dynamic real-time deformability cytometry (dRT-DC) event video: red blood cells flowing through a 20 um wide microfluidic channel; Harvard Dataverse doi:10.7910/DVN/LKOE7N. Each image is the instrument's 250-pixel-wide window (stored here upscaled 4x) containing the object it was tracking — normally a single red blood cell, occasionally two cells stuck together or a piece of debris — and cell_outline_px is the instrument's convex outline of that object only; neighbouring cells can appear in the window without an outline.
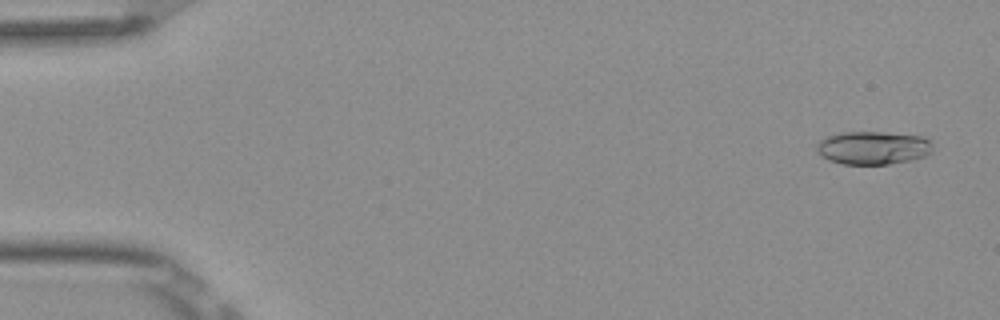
{"species": "Egyptian fruit bat (a non-hibernating species)", "species_latin": "Rousettus aegyptiacus", "temperature_condition": "room temperature", "stored_images_in_passage": 6, "camera_frame_rate_fps": 3000, "um_per_image_px": 0.085, "frame": {"image": 1, "passage_image": 1, "time_ms": 0.0, "image_size_px": [1000, 320], "cell_outline_px": [[932, 152], [924, 156], [912, 160], [888, 164], [844, 164], [828, 160], [820, 156], [816, 148], [816, 144], [820, 140], [828, 136], [840, 132], [884, 132], [924, 136], [932, 144]], "centroid_in_image_um": [74.2, 12.56], "position_along_channel_um": 10.8, "area_um2": 22.6}}
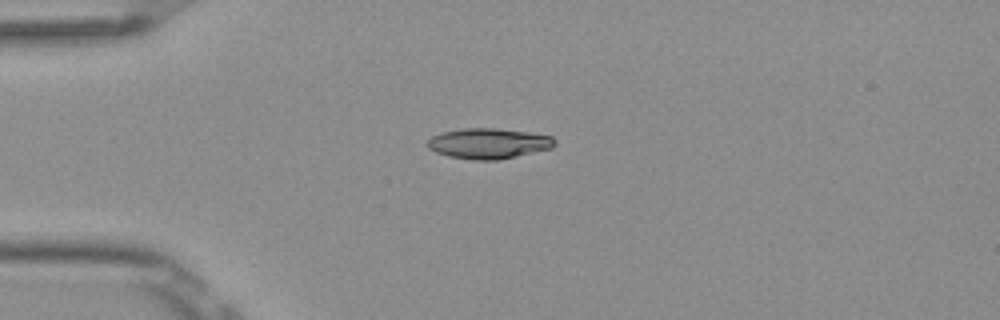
{"frame": {"image": 2, "passage_image": 4, "time_ms": 1.0, "image_size_px": [1000, 320], "cell_outline_px": [[556, 144], [552, 148], [516, 156], [496, 160], [472, 160], [448, 156], [436, 152], [428, 148], [424, 144], [432, 136], [444, 132], [460, 128], [496, 128], [528, 132], [552, 136], [556, 140]], "centroid_in_image_um": [41.51, 12.19], "position_along_channel_um": 43.5, "area_um2": 22.66}}
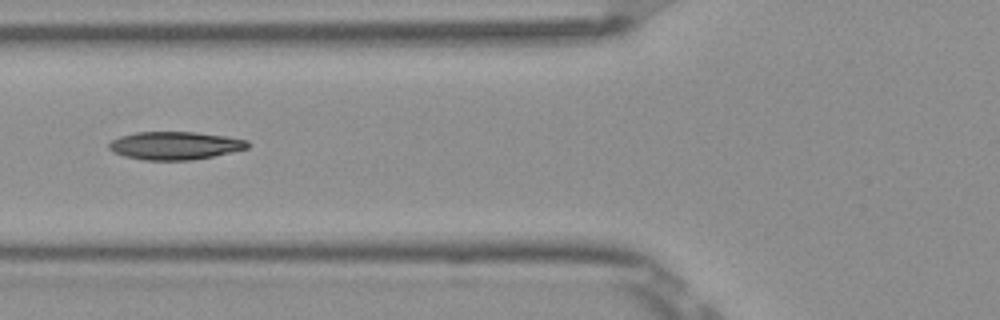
{"frame": {"image": 3, "passage_image": 6, "time_ms": 1.667, "image_size_px": [1000, 320], "cell_outline_px": [[252, 144], [248, 148], [232, 152], [192, 160], [144, 160], [124, 156], [112, 152], [108, 148], [108, 144], [112, 140], [120, 136], [136, 132], [196, 132], [228, 136], [248, 140]], "centroid_in_image_um": [14.89, 12.37], "position_along_channel_um": 110.9, "area_um2": 22.83}}